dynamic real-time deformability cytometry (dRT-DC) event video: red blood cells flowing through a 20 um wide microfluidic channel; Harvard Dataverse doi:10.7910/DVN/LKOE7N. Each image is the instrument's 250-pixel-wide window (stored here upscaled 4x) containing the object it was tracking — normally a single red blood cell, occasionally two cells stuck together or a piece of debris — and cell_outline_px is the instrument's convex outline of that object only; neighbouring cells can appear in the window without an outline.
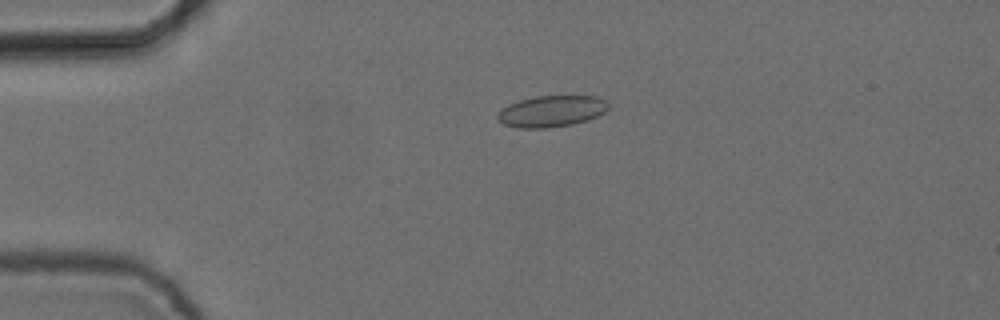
{"species": "common noctule bat (a hibernating species)", "species_latin": "Nyctalus noctula", "temperature_condition": "cold", "stored_images_in_passage": 2, "camera_frame_rate_fps": 3000, "um_per_image_px": 0.085, "animal": {"sex": "female", "body_mass_g": 24.6, "forearm_length_mm": 56.2}, "frame": {"image": 1, "passage_image": 1, "time_ms": 0.0, "image_size_px": [1000, 320], "cell_outline_px": [[608, 108], [604, 112], [588, 120], [572, 124], [544, 128], [520, 128], [504, 124], [496, 120], [496, 112], [508, 104], [520, 100], [536, 96], [596, 96], [604, 100], [608, 104]], "centroid_in_image_um": [46.82, 9.45], "position_along_channel_um": 38.2, "area_um2": 20.23}}